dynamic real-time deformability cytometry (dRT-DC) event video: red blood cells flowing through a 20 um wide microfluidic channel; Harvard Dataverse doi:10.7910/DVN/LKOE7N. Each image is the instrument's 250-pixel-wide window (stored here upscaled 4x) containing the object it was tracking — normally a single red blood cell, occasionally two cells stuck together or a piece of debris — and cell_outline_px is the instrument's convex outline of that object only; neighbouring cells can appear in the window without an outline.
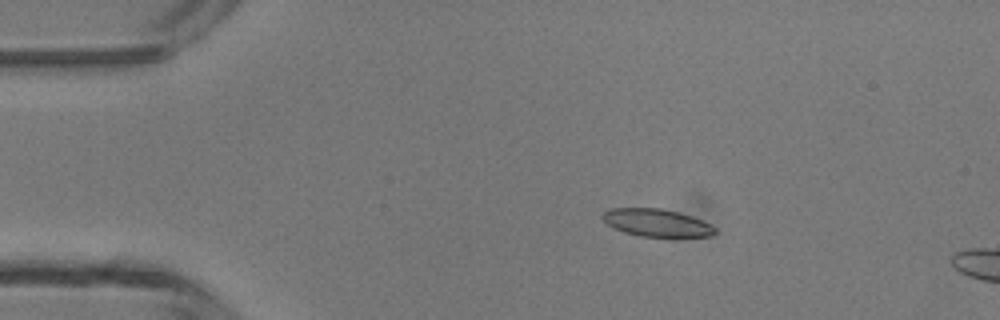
{"species": "common noctule bat (a hibernating species)", "species_latin": "Nyctalus noctula", "temperature_condition": "room temperature", "stored_images_in_passage": 3, "camera_frame_rate_fps": 3000, "um_per_image_px": 0.085, "animal": {"sex": "male", "body_mass_g": 13.3}, "frame": {"image": 1, "passage_image": 2, "time_ms": 1.333, "image_size_px": [1000, 320], "cell_outline_px": [[716, 232], [712, 236], [676, 240], [640, 236], [624, 232], [612, 228], [600, 216], [608, 208], [660, 208], [680, 212], [692, 216], [716, 228]], "centroid_in_image_um": [55.86, 18.99], "position_along_channel_um": 29.1, "area_um2": 19.02}}